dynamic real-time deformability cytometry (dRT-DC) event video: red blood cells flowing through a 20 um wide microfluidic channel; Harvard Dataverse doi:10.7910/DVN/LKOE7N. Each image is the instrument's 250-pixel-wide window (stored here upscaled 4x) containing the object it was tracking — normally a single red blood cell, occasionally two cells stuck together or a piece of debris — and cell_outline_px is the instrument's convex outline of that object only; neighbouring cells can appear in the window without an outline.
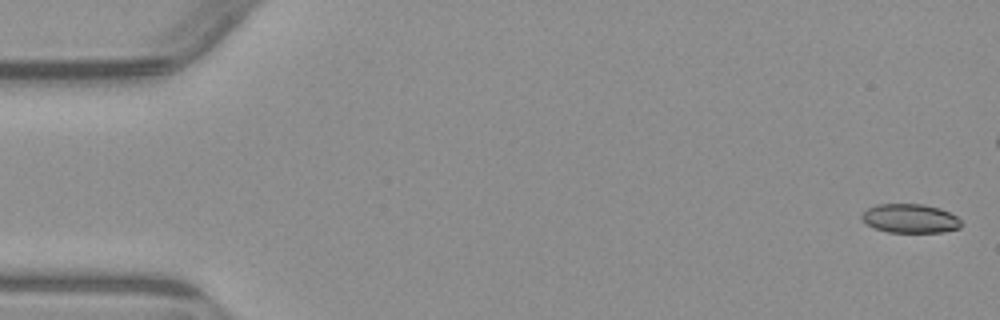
{"species": "common noctule bat (a hibernating species)", "species_latin": "Nyctalus noctula", "temperature_condition": "warm", "stored_images_in_passage": 7, "camera_frame_rate_fps": 3000, "um_per_image_px": 0.085, "animal": {"sex": "male", "body_mass_g": 23.1, "forearm_length_mm": 52.7}, "frame": {"image": 1, "passage_image": 1, "time_ms": 0.0, "image_size_px": [1000, 320], "cell_outline_px": [[960, 228], [944, 232], [888, 232], [876, 228], [868, 224], [860, 216], [868, 208], [876, 204], [924, 204], [940, 208], [956, 216], [960, 220]], "centroid_in_image_um": [77.38, 18.56], "position_along_channel_um": 7.6, "area_um2": 16.65}}
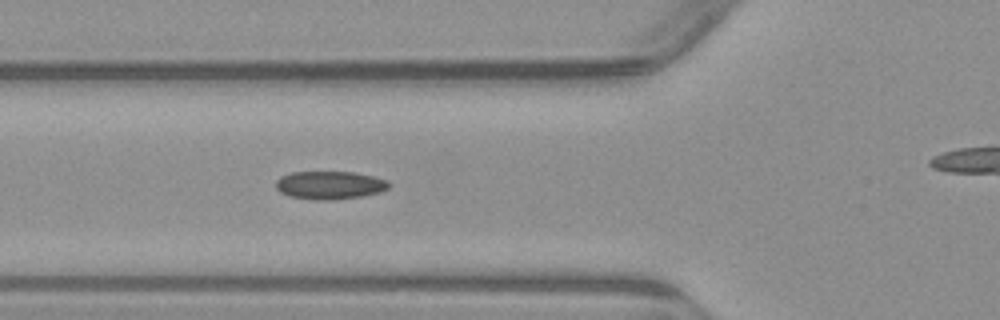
{"frame": {"image": 2, "passage_image": 6, "time_ms": 6.0, "image_size_px": [1000, 320], "cell_outline_px": [[388, 188], [380, 192], [364, 196], [332, 200], [320, 200], [288, 196], [280, 192], [276, 188], [276, 180], [280, 176], [292, 172], [352, 172], [372, 176], [388, 180]], "centroid_in_image_um": [28.01, 15.74], "position_along_channel_um": 97.8, "area_um2": 18.5}}